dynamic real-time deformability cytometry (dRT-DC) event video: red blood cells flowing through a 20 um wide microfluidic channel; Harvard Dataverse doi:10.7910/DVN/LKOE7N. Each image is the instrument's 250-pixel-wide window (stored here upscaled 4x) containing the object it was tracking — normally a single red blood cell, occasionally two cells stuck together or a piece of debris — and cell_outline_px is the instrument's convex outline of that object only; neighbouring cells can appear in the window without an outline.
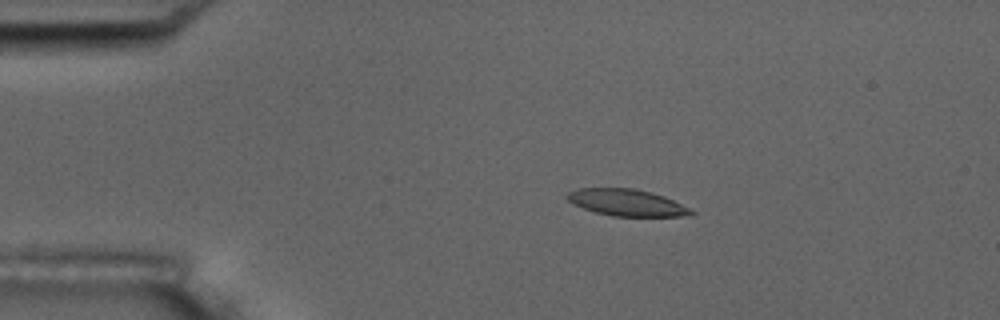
{"species": "common noctule bat (a hibernating species)", "species_latin": "Nyctalus noctula", "temperature_condition": "room temperature", "stored_images_in_passage": 5, "camera_frame_rate_fps": 3000, "um_per_image_px": 0.085, "animal": {"sex": "male", "body_mass_g": 17.5, "forearm_length_mm": 52.3}, "frame": {"image": 1, "passage_image": 3, "time_ms": 2.333, "image_size_px": [1000, 320], "cell_outline_px": [[696, 212], [692, 216], [612, 216], [596, 212], [584, 208], [568, 200], [564, 196], [568, 192], [576, 188], [636, 188], [652, 192], [664, 196], [692, 208]], "centroid_in_image_um": [53.33, 17.21], "position_along_channel_um": 31.7, "area_um2": 19.48}}
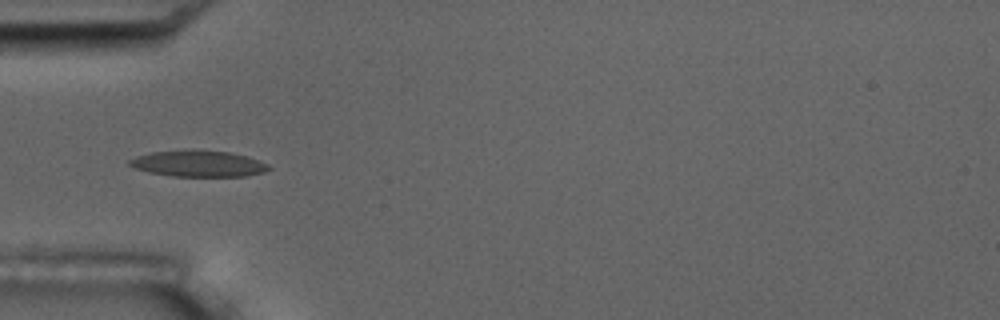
{"frame": {"image": 2, "passage_image": 5, "time_ms": 4.667, "image_size_px": [1000, 320], "cell_outline_px": [[272, 168], [264, 172], [244, 176], [172, 176], [148, 172], [136, 168], [128, 164], [128, 160], [136, 156], [152, 152], [228, 152], [248, 156], [268, 164]], "centroid_in_image_um": [16.89, 13.94], "position_along_channel_um": 68.1, "area_um2": 20.46}}